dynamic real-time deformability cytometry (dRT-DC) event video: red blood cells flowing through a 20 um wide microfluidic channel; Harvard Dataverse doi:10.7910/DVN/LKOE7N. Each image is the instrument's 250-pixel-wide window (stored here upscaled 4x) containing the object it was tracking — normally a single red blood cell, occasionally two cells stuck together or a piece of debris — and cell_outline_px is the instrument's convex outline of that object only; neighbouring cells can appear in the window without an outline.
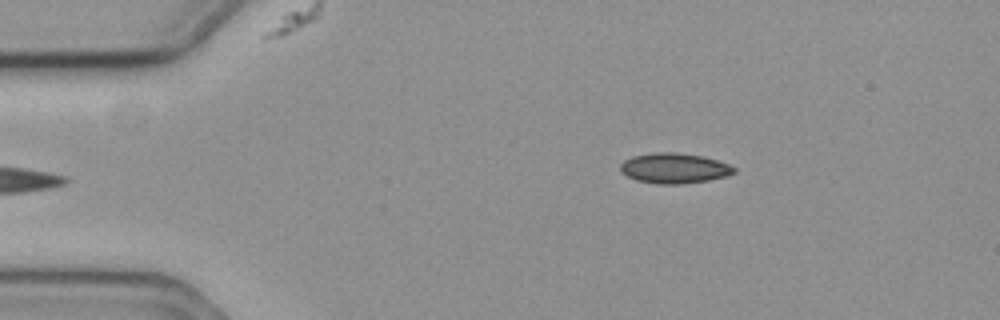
{"species": "common noctule bat (a hibernating species)", "species_latin": "Nyctalus noctula", "temperature_condition": "cold", "stored_images_in_passage": 3, "camera_frame_rate_fps": 3000, "um_per_image_px": 0.085, "animal": {"sex": "female", "body_mass_g": 19.3, "forearm_length_mm": 54.1}, "frame": {"image": 1, "passage_image": 1, "time_ms": 0.0, "image_size_px": [1000, 320], "cell_outline_px": [[736, 172], [728, 176], [708, 180], [680, 184], [656, 184], [636, 180], [628, 176], [620, 168], [620, 164], [624, 160], [632, 156], [656, 152], [676, 152], [704, 156], [728, 164], [736, 168]], "centroid_in_image_um": [57.33, 14.29], "position_along_channel_um": 27.7, "area_um2": 20.06}}